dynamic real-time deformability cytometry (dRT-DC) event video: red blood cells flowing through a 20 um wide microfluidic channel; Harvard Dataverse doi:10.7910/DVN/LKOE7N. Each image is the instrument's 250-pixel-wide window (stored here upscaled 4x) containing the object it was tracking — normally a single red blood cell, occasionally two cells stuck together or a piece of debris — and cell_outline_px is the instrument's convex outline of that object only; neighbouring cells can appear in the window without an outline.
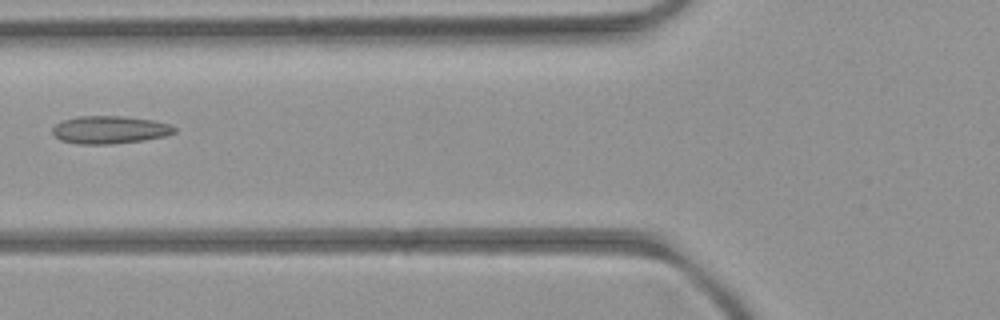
{"species": "common noctule bat (a hibernating species)", "species_latin": "Nyctalus noctula", "temperature_condition": "room temperature", "stored_images_in_passage": 3, "camera_frame_rate_fps": 3000, "um_per_image_px": 0.085, "animal": {"sex": "female", "body_mass_g": 21.9}, "frame": {"image": 1, "passage_image": 3, "time_ms": 2.333, "image_size_px": [1000, 320], "cell_outline_px": [[176, 132], [164, 136], [144, 140], [112, 144], [76, 144], [60, 140], [52, 132], [52, 128], [56, 124], [64, 120], [76, 116], [124, 116], [152, 120], [168, 124], [176, 128]], "centroid_in_image_um": [9.31, 11.03], "position_along_channel_um": 116.5, "area_um2": 19.71}}